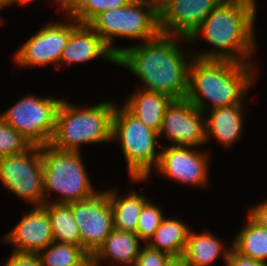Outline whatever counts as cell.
<instances>
[{
	"label": "cell",
	"mask_w": 267,
	"mask_h": 266,
	"mask_svg": "<svg viewBox=\"0 0 267 266\" xmlns=\"http://www.w3.org/2000/svg\"><path fill=\"white\" fill-rule=\"evenodd\" d=\"M173 35L120 48L116 64L131 70L142 81L143 90L162 93L172 100L184 99L188 92L189 60Z\"/></svg>",
	"instance_id": "cell-1"
},
{
	"label": "cell",
	"mask_w": 267,
	"mask_h": 266,
	"mask_svg": "<svg viewBox=\"0 0 267 266\" xmlns=\"http://www.w3.org/2000/svg\"><path fill=\"white\" fill-rule=\"evenodd\" d=\"M256 9L255 0H222L186 40L192 42L201 35L217 51H202L191 58L250 63L247 57L256 44Z\"/></svg>",
	"instance_id": "cell-2"
},
{
	"label": "cell",
	"mask_w": 267,
	"mask_h": 266,
	"mask_svg": "<svg viewBox=\"0 0 267 266\" xmlns=\"http://www.w3.org/2000/svg\"><path fill=\"white\" fill-rule=\"evenodd\" d=\"M189 60L191 63L186 98L197 109L206 112V100L214 105L212 109L242 104L244 95L255 79L256 72L251 63L195 57Z\"/></svg>",
	"instance_id": "cell-3"
},
{
	"label": "cell",
	"mask_w": 267,
	"mask_h": 266,
	"mask_svg": "<svg viewBox=\"0 0 267 266\" xmlns=\"http://www.w3.org/2000/svg\"><path fill=\"white\" fill-rule=\"evenodd\" d=\"M115 105L102 102L79 109L62 100L50 145L62 151H78L81 144L108 142L112 139Z\"/></svg>",
	"instance_id": "cell-4"
},
{
	"label": "cell",
	"mask_w": 267,
	"mask_h": 266,
	"mask_svg": "<svg viewBox=\"0 0 267 266\" xmlns=\"http://www.w3.org/2000/svg\"><path fill=\"white\" fill-rule=\"evenodd\" d=\"M45 203L50 191L60 193L55 203L70 204L97 193L84 167L80 151H62L50 144L42 145Z\"/></svg>",
	"instance_id": "cell-5"
},
{
	"label": "cell",
	"mask_w": 267,
	"mask_h": 266,
	"mask_svg": "<svg viewBox=\"0 0 267 266\" xmlns=\"http://www.w3.org/2000/svg\"><path fill=\"white\" fill-rule=\"evenodd\" d=\"M158 137L157 131L145 126L124 106L121 109L115 106L112 139L120 140L133 182L146 180L150 177L152 168L157 167L161 153L156 152L155 147L159 143Z\"/></svg>",
	"instance_id": "cell-6"
},
{
	"label": "cell",
	"mask_w": 267,
	"mask_h": 266,
	"mask_svg": "<svg viewBox=\"0 0 267 266\" xmlns=\"http://www.w3.org/2000/svg\"><path fill=\"white\" fill-rule=\"evenodd\" d=\"M88 25L116 56L120 53V47L112 45L113 36L143 38L145 42L156 38L161 33L158 7L145 0H131L122 7L106 10L97 15Z\"/></svg>",
	"instance_id": "cell-7"
},
{
	"label": "cell",
	"mask_w": 267,
	"mask_h": 266,
	"mask_svg": "<svg viewBox=\"0 0 267 266\" xmlns=\"http://www.w3.org/2000/svg\"><path fill=\"white\" fill-rule=\"evenodd\" d=\"M62 100L28 95L0 115V118L20 132L32 145L49 144Z\"/></svg>",
	"instance_id": "cell-8"
},
{
	"label": "cell",
	"mask_w": 267,
	"mask_h": 266,
	"mask_svg": "<svg viewBox=\"0 0 267 266\" xmlns=\"http://www.w3.org/2000/svg\"><path fill=\"white\" fill-rule=\"evenodd\" d=\"M0 180L8 190L40 207L45 203L42 145L0 158Z\"/></svg>",
	"instance_id": "cell-9"
},
{
	"label": "cell",
	"mask_w": 267,
	"mask_h": 266,
	"mask_svg": "<svg viewBox=\"0 0 267 266\" xmlns=\"http://www.w3.org/2000/svg\"><path fill=\"white\" fill-rule=\"evenodd\" d=\"M69 205L80 229L81 246L92 256L114 229L108 191Z\"/></svg>",
	"instance_id": "cell-10"
},
{
	"label": "cell",
	"mask_w": 267,
	"mask_h": 266,
	"mask_svg": "<svg viewBox=\"0 0 267 266\" xmlns=\"http://www.w3.org/2000/svg\"><path fill=\"white\" fill-rule=\"evenodd\" d=\"M54 22L46 24L15 53V62L21 66L54 64L60 68V58L71 33L80 25Z\"/></svg>",
	"instance_id": "cell-11"
},
{
	"label": "cell",
	"mask_w": 267,
	"mask_h": 266,
	"mask_svg": "<svg viewBox=\"0 0 267 266\" xmlns=\"http://www.w3.org/2000/svg\"><path fill=\"white\" fill-rule=\"evenodd\" d=\"M203 114L187 98L172 100L165 109L159 136L163 133L173 142L172 146L205 144L207 138Z\"/></svg>",
	"instance_id": "cell-12"
},
{
	"label": "cell",
	"mask_w": 267,
	"mask_h": 266,
	"mask_svg": "<svg viewBox=\"0 0 267 266\" xmlns=\"http://www.w3.org/2000/svg\"><path fill=\"white\" fill-rule=\"evenodd\" d=\"M222 0H166L158 7L160 32L187 40Z\"/></svg>",
	"instance_id": "cell-13"
},
{
	"label": "cell",
	"mask_w": 267,
	"mask_h": 266,
	"mask_svg": "<svg viewBox=\"0 0 267 266\" xmlns=\"http://www.w3.org/2000/svg\"><path fill=\"white\" fill-rule=\"evenodd\" d=\"M156 169L166 178L183 184L206 186L208 183L209 155L183 146H169L160 151Z\"/></svg>",
	"instance_id": "cell-14"
},
{
	"label": "cell",
	"mask_w": 267,
	"mask_h": 266,
	"mask_svg": "<svg viewBox=\"0 0 267 266\" xmlns=\"http://www.w3.org/2000/svg\"><path fill=\"white\" fill-rule=\"evenodd\" d=\"M3 238L13 244L14 252L39 253L44 250L54 241L47 211L42 206L33 208Z\"/></svg>",
	"instance_id": "cell-15"
},
{
	"label": "cell",
	"mask_w": 267,
	"mask_h": 266,
	"mask_svg": "<svg viewBox=\"0 0 267 266\" xmlns=\"http://www.w3.org/2000/svg\"><path fill=\"white\" fill-rule=\"evenodd\" d=\"M103 57L116 64V55L89 26L80 24L72 33L62 51L60 66L90 61Z\"/></svg>",
	"instance_id": "cell-16"
},
{
	"label": "cell",
	"mask_w": 267,
	"mask_h": 266,
	"mask_svg": "<svg viewBox=\"0 0 267 266\" xmlns=\"http://www.w3.org/2000/svg\"><path fill=\"white\" fill-rule=\"evenodd\" d=\"M242 115L241 104L212 109L208 120L205 121L207 141L212 135L224 147L230 148L241 136Z\"/></svg>",
	"instance_id": "cell-17"
},
{
	"label": "cell",
	"mask_w": 267,
	"mask_h": 266,
	"mask_svg": "<svg viewBox=\"0 0 267 266\" xmlns=\"http://www.w3.org/2000/svg\"><path fill=\"white\" fill-rule=\"evenodd\" d=\"M171 101V98L162 93L141 89L135 91L124 107L145 126L159 133L165 109Z\"/></svg>",
	"instance_id": "cell-18"
},
{
	"label": "cell",
	"mask_w": 267,
	"mask_h": 266,
	"mask_svg": "<svg viewBox=\"0 0 267 266\" xmlns=\"http://www.w3.org/2000/svg\"><path fill=\"white\" fill-rule=\"evenodd\" d=\"M139 243L140 238L136 233L113 229L92 257L98 266L102 259H112L127 266L137 262L141 251Z\"/></svg>",
	"instance_id": "cell-19"
},
{
	"label": "cell",
	"mask_w": 267,
	"mask_h": 266,
	"mask_svg": "<svg viewBox=\"0 0 267 266\" xmlns=\"http://www.w3.org/2000/svg\"><path fill=\"white\" fill-rule=\"evenodd\" d=\"M228 249H224L221 241L209 231L201 232V234L192 231L188 234L182 258L188 266H208L222 254L226 264L231 251L230 248Z\"/></svg>",
	"instance_id": "cell-20"
},
{
	"label": "cell",
	"mask_w": 267,
	"mask_h": 266,
	"mask_svg": "<svg viewBox=\"0 0 267 266\" xmlns=\"http://www.w3.org/2000/svg\"><path fill=\"white\" fill-rule=\"evenodd\" d=\"M189 232L190 228L182 221L164 218L147 245L173 258L182 257Z\"/></svg>",
	"instance_id": "cell-21"
},
{
	"label": "cell",
	"mask_w": 267,
	"mask_h": 266,
	"mask_svg": "<svg viewBox=\"0 0 267 266\" xmlns=\"http://www.w3.org/2000/svg\"><path fill=\"white\" fill-rule=\"evenodd\" d=\"M108 197L113 212L114 229L136 233L138 219L148 198L135 191L121 197L115 190L108 191Z\"/></svg>",
	"instance_id": "cell-22"
},
{
	"label": "cell",
	"mask_w": 267,
	"mask_h": 266,
	"mask_svg": "<svg viewBox=\"0 0 267 266\" xmlns=\"http://www.w3.org/2000/svg\"><path fill=\"white\" fill-rule=\"evenodd\" d=\"M42 207L47 211L53 240L81 246L80 229L74 219L71 206L53 201L44 203Z\"/></svg>",
	"instance_id": "cell-23"
},
{
	"label": "cell",
	"mask_w": 267,
	"mask_h": 266,
	"mask_svg": "<svg viewBox=\"0 0 267 266\" xmlns=\"http://www.w3.org/2000/svg\"><path fill=\"white\" fill-rule=\"evenodd\" d=\"M247 217L246 227L236 236L232 249L241 256L267 263V229Z\"/></svg>",
	"instance_id": "cell-24"
},
{
	"label": "cell",
	"mask_w": 267,
	"mask_h": 266,
	"mask_svg": "<svg viewBox=\"0 0 267 266\" xmlns=\"http://www.w3.org/2000/svg\"><path fill=\"white\" fill-rule=\"evenodd\" d=\"M38 254L42 266H79L90 256L82 246L56 241Z\"/></svg>",
	"instance_id": "cell-25"
},
{
	"label": "cell",
	"mask_w": 267,
	"mask_h": 266,
	"mask_svg": "<svg viewBox=\"0 0 267 266\" xmlns=\"http://www.w3.org/2000/svg\"><path fill=\"white\" fill-rule=\"evenodd\" d=\"M131 0H76L66 11L69 18L88 25L97 15L128 4Z\"/></svg>",
	"instance_id": "cell-26"
},
{
	"label": "cell",
	"mask_w": 267,
	"mask_h": 266,
	"mask_svg": "<svg viewBox=\"0 0 267 266\" xmlns=\"http://www.w3.org/2000/svg\"><path fill=\"white\" fill-rule=\"evenodd\" d=\"M33 145L0 118V158L21 154Z\"/></svg>",
	"instance_id": "cell-27"
},
{
	"label": "cell",
	"mask_w": 267,
	"mask_h": 266,
	"mask_svg": "<svg viewBox=\"0 0 267 266\" xmlns=\"http://www.w3.org/2000/svg\"><path fill=\"white\" fill-rule=\"evenodd\" d=\"M161 209L148 201L138 219L136 234L141 240H149L165 218Z\"/></svg>",
	"instance_id": "cell-28"
},
{
	"label": "cell",
	"mask_w": 267,
	"mask_h": 266,
	"mask_svg": "<svg viewBox=\"0 0 267 266\" xmlns=\"http://www.w3.org/2000/svg\"><path fill=\"white\" fill-rule=\"evenodd\" d=\"M172 258L170 255L146 245L144 248H141L136 263L139 266H167Z\"/></svg>",
	"instance_id": "cell-29"
},
{
	"label": "cell",
	"mask_w": 267,
	"mask_h": 266,
	"mask_svg": "<svg viewBox=\"0 0 267 266\" xmlns=\"http://www.w3.org/2000/svg\"><path fill=\"white\" fill-rule=\"evenodd\" d=\"M4 266H42L38 253L13 252Z\"/></svg>",
	"instance_id": "cell-30"
},
{
	"label": "cell",
	"mask_w": 267,
	"mask_h": 266,
	"mask_svg": "<svg viewBox=\"0 0 267 266\" xmlns=\"http://www.w3.org/2000/svg\"><path fill=\"white\" fill-rule=\"evenodd\" d=\"M229 257L226 260V266H267V263L253 260L244 256H241L235 252L232 247Z\"/></svg>",
	"instance_id": "cell-31"
},
{
	"label": "cell",
	"mask_w": 267,
	"mask_h": 266,
	"mask_svg": "<svg viewBox=\"0 0 267 266\" xmlns=\"http://www.w3.org/2000/svg\"><path fill=\"white\" fill-rule=\"evenodd\" d=\"M248 214L257 224L267 229V201L252 208Z\"/></svg>",
	"instance_id": "cell-32"
},
{
	"label": "cell",
	"mask_w": 267,
	"mask_h": 266,
	"mask_svg": "<svg viewBox=\"0 0 267 266\" xmlns=\"http://www.w3.org/2000/svg\"><path fill=\"white\" fill-rule=\"evenodd\" d=\"M167 266H188L182 257L172 258Z\"/></svg>",
	"instance_id": "cell-33"
},
{
	"label": "cell",
	"mask_w": 267,
	"mask_h": 266,
	"mask_svg": "<svg viewBox=\"0 0 267 266\" xmlns=\"http://www.w3.org/2000/svg\"><path fill=\"white\" fill-rule=\"evenodd\" d=\"M76 0H60L61 6L63 10L65 9V13L67 9L75 2Z\"/></svg>",
	"instance_id": "cell-34"
},
{
	"label": "cell",
	"mask_w": 267,
	"mask_h": 266,
	"mask_svg": "<svg viewBox=\"0 0 267 266\" xmlns=\"http://www.w3.org/2000/svg\"><path fill=\"white\" fill-rule=\"evenodd\" d=\"M79 266H98L92 256H89L82 264Z\"/></svg>",
	"instance_id": "cell-35"
},
{
	"label": "cell",
	"mask_w": 267,
	"mask_h": 266,
	"mask_svg": "<svg viewBox=\"0 0 267 266\" xmlns=\"http://www.w3.org/2000/svg\"><path fill=\"white\" fill-rule=\"evenodd\" d=\"M149 3H153L155 4L157 7H159L160 5H162L166 0H145Z\"/></svg>",
	"instance_id": "cell-36"
},
{
	"label": "cell",
	"mask_w": 267,
	"mask_h": 266,
	"mask_svg": "<svg viewBox=\"0 0 267 266\" xmlns=\"http://www.w3.org/2000/svg\"><path fill=\"white\" fill-rule=\"evenodd\" d=\"M32 0H9V2H10V5L11 4H13L14 2H18V4L19 3H21V4H26V3H30Z\"/></svg>",
	"instance_id": "cell-37"
},
{
	"label": "cell",
	"mask_w": 267,
	"mask_h": 266,
	"mask_svg": "<svg viewBox=\"0 0 267 266\" xmlns=\"http://www.w3.org/2000/svg\"><path fill=\"white\" fill-rule=\"evenodd\" d=\"M10 6L9 0H0V8Z\"/></svg>",
	"instance_id": "cell-38"
},
{
	"label": "cell",
	"mask_w": 267,
	"mask_h": 266,
	"mask_svg": "<svg viewBox=\"0 0 267 266\" xmlns=\"http://www.w3.org/2000/svg\"><path fill=\"white\" fill-rule=\"evenodd\" d=\"M127 266H139L137 263H132V264H129Z\"/></svg>",
	"instance_id": "cell-39"
}]
</instances>
